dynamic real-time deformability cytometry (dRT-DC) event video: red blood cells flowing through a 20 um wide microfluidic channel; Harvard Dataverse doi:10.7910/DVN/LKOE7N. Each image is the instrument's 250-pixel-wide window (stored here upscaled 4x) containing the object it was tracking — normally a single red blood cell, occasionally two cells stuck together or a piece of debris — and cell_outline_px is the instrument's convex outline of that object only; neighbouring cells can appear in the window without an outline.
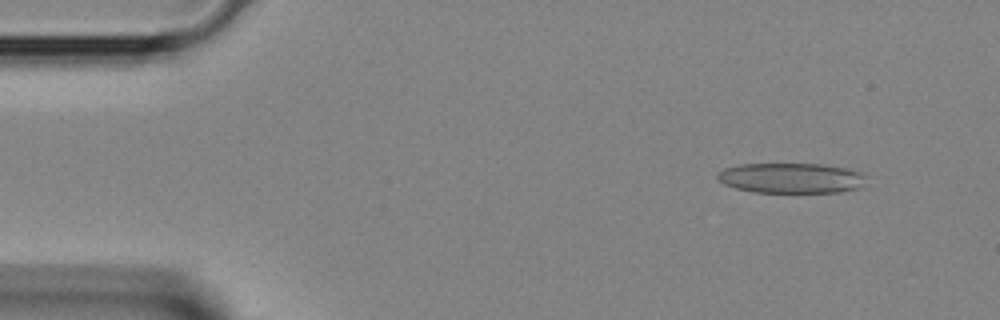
{"species": "Egyptian fruit bat (a non-hibernating species)", "species_latin": "Rousettus aegyptiacus", "temperature_condition": "room temperature", "stored_images_in_passage": 2, "camera_frame_rate_fps": 3000, "um_per_image_px": 0.085, "animal": {"sex": "female"}, "frame": {"image": 1, "passage_image": 1, "time_ms": 0.0, "image_size_px": [1000, 320], "cell_outline_px": [[868, 176], [856, 188], [840, 192], [752, 192], [736, 188], [724, 184], [716, 176], [724, 168], [736, 164], [820, 164], [848, 168], [860, 172]], "centroid_in_image_um": [67.22, 15.12], "position_along_channel_um": 17.8, "area_um2": 26.07}}